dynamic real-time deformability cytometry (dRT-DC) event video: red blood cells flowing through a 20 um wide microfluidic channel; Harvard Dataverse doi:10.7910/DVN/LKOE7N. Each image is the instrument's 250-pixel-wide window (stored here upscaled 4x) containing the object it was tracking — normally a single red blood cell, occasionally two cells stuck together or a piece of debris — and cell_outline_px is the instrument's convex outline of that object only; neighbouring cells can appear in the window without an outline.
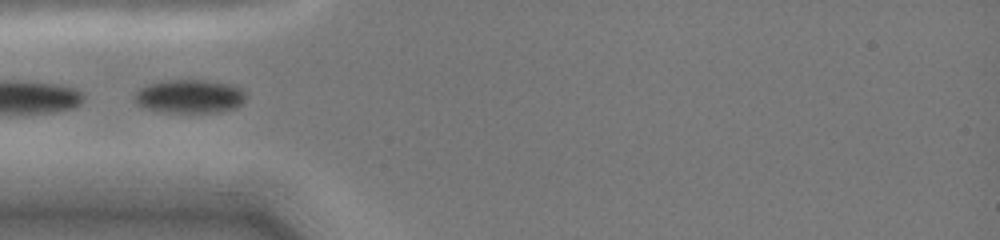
{"species": "common noctule bat (a hibernating species)", "species_latin": "Nyctalus noctula", "temperature_condition": "cold", "stored_images_in_passage": 6, "camera_frame_rate_fps": 3000, "um_per_image_px": 0.085, "animal": {"sex": "female", "body_mass_g": 19.0, "forearm_length_mm": 51.5}, "frame": {"image": 1, "passage_image": 5, "time_ms": 3.333, "image_size_px": [1000, 240], "cell_outline_px": [[244, 100], [240, 104], [232, 108], [220, 112], [160, 112], [136, 104], [132, 100], [136, 92], [140, 88], [148, 84], [168, 80], [204, 80], [232, 84], [240, 88], [244, 92]], "centroid_in_image_um": [16.08, 8.19], "position_along_channel_um": 68.9, "area_um2": 21.68}}